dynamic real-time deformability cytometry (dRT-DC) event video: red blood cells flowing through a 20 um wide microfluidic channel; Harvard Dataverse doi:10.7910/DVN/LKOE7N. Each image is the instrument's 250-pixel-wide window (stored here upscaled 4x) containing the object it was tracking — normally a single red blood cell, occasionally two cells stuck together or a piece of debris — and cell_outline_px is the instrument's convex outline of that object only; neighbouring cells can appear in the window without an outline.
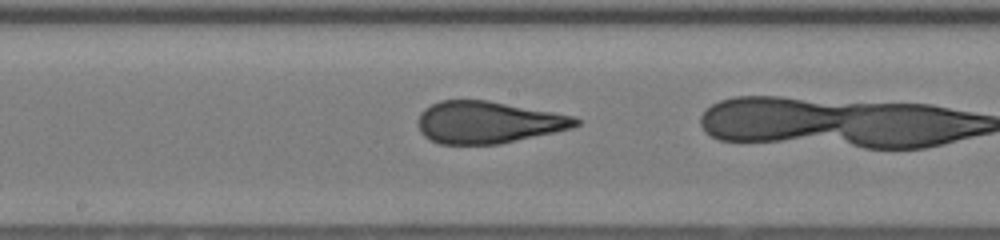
{"species": "human", "species_latin": "Homo sapiens", "temperature_condition": "room temperature", "stored_images_in_passage": 14, "camera_frame_rate_fps": 3000, "um_per_image_px": 0.085, "donor": {"sex": "female"}, "frame": {"image": 1, "passage_image": 12, "time_ms": 3.667, "image_size_px": [1000, 240], "cell_outline_px": [[580, 124], [572, 128], [500, 144], [440, 144], [424, 136], [420, 132], [420, 112], [424, 108], [440, 100], [488, 100], [552, 112], [572, 116], [580, 120]], "centroid_in_image_um": [41.48, 10.39], "position_along_channel_um": 206.7, "area_um2": 38.32}}